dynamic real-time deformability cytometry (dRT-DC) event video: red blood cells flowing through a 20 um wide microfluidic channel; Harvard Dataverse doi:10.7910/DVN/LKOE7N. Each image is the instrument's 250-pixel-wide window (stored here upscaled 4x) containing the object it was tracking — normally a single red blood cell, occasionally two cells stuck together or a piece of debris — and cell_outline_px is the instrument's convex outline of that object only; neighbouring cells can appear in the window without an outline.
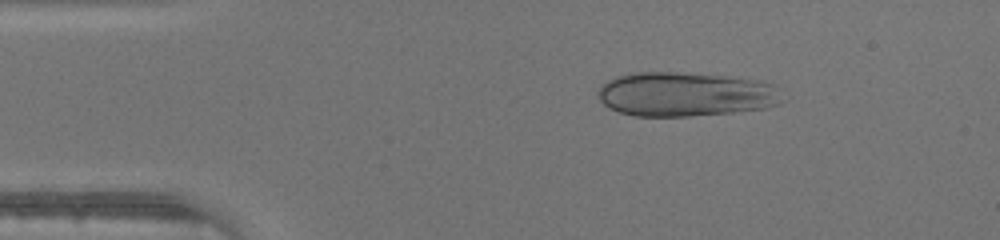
{"species": "human", "species_latin": "Homo sapiens", "temperature_condition": "warm", "stored_images_in_passage": 43, "camera_frame_rate_fps": 3000, "um_per_image_px": 0.085, "donor": {"sex": "male"}, "frame": {"image": 1, "passage_image": 6, "time_ms": 1.667, "image_size_px": [1000, 240], "cell_outline_px": [[784, 100], [768, 108], [732, 112], [688, 116], [632, 116], [608, 108], [596, 96], [596, 92], [600, 84], [616, 76], [636, 72], [676, 72], [728, 76], [760, 80], [776, 84], [780, 88]], "centroid_in_image_um": [58.27, 8.0], "position_along_channel_um": 26.7, "area_um2": 48.26}}
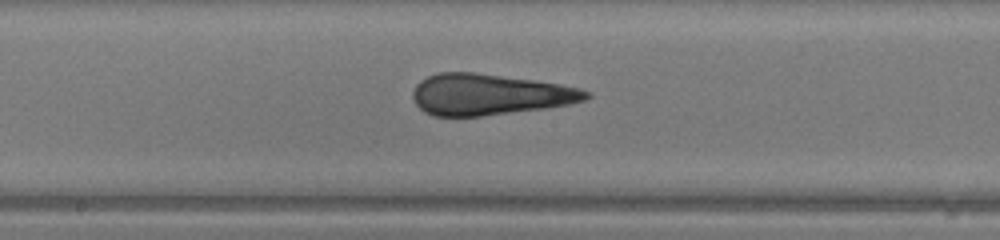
{"frame": {"image": 2, "passage_image": 22, "time_ms": 7.0, "image_size_px": [1000, 240], "cell_outline_px": [[592, 96], [584, 100], [572, 104], [548, 108], [480, 116], [432, 116], [424, 112], [416, 104], [412, 96], [412, 92], [416, 84], [420, 80], [436, 72], [472, 72], [536, 80], [560, 84], [580, 88], [592, 92]], "centroid_in_image_um": [41.62, 8.03], "position_along_channel_um": 206.6, "area_um2": 41.85}}
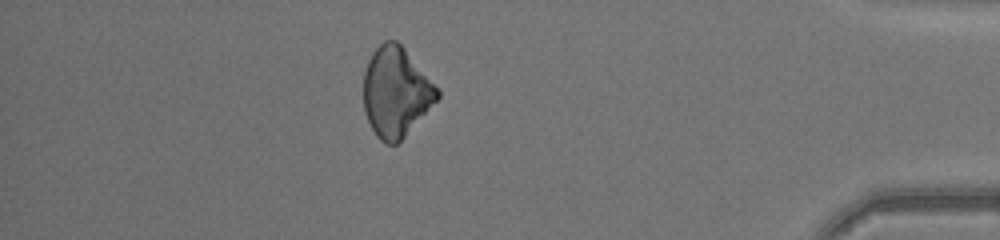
{"frame": {"image": 3, "passage_image": 38, "time_ms": 12.333, "image_size_px": [1000, 240], "cell_outline_px": [[440, 96], [404, 136], [396, 144], [388, 144], [380, 140], [376, 136], [364, 112], [364, 72], [368, 60], [372, 52], [384, 40], [396, 40], [404, 48], [440, 88]], "centroid_in_image_um": [33.65, 7.8], "position_along_channel_um": 401.5, "area_um2": 38.32}}